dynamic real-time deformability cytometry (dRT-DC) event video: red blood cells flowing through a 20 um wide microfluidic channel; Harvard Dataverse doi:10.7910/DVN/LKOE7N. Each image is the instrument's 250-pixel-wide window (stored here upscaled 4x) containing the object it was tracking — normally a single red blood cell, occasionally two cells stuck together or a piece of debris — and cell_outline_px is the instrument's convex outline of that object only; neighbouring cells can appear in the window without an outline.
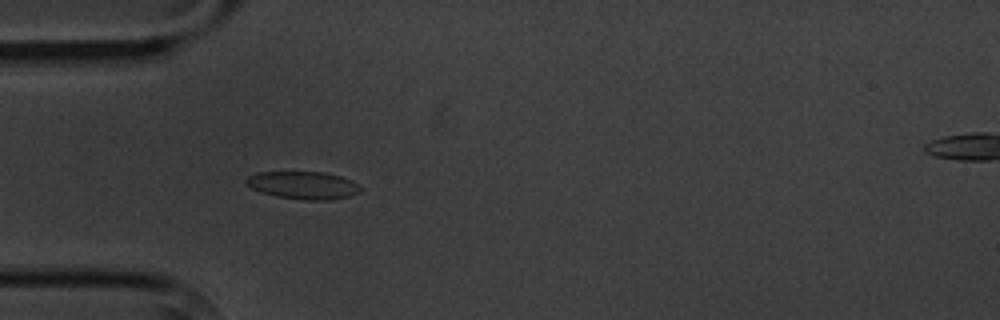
{"species": "common noctule bat (a hibernating species)", "species_latin": "Nyctalus noctula", "temperature_condition": "cold", "stored_images_in_passage": 4, "camera_frame_rate_fps": 3000, "um_per_image_px": 0.085, "animal": {"sex": "male", "body_mass_g": 20.1, "forearm_length_mm": 53.5}, "frame": {"image": 1, "passage_image": 4, "time_ms": 3.667, "image_size_px": [1000, 320], "cell_outline_px": [[360, 192], [348, 196], [328, 200], [304, 200], [276, 196], [260, 192], [252, 188], [244, 180], [248, 176], [256, 172], [324, 172], [340, 176], [352, 180], [360, 188]], "centroid_in_image_um": [25.75, 15.74], "position_along_channel_um": 59.3, "area_um2": 18.32}}